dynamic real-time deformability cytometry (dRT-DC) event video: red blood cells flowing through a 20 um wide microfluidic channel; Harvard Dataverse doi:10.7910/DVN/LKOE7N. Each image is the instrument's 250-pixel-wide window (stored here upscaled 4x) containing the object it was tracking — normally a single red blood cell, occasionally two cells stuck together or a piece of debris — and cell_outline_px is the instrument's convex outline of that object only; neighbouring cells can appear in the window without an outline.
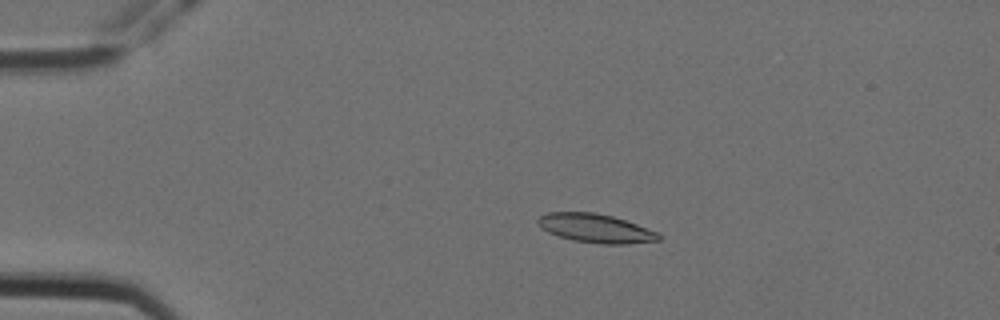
{"species": "Egyptian fruit bat (a non-hibernating species)", "species_latin": "Rousettus aegyptiacus", "temperature_condition": "cold", "stored_images_in_passage": 8, "camera_frame_rate_fps": 3000, "um_per_image_px": 0.085, "animal": {"sex": "female"}, "frame": {"image": 1, "passage_image": 3, "time_ms": 0.667, "image_size_px": [1000, 320], "cell_outline_px": [[660, 240], [628, 244], [604, 244], [572, 240], [548, 232], [540, 228], [536, 220], [540, 216], [548, 212], [592, 212], [612, 216], [660, 232]], "centroid_in_image_um": [50.63, 19.4], "position_along_channel_um": 34.4, "area_um2": 20.23}}
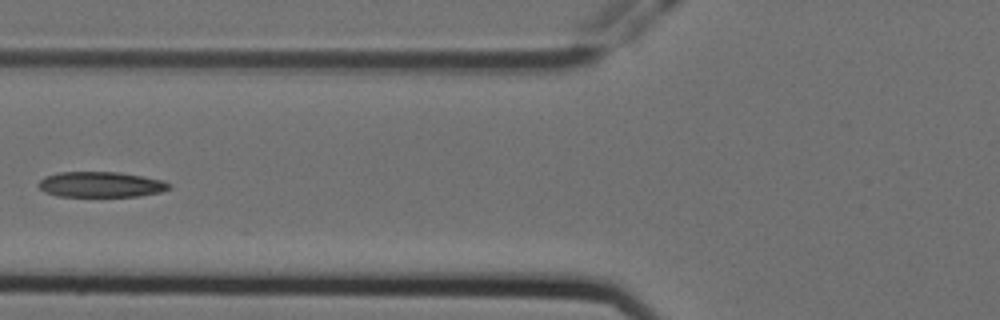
{"frame": {"image": 2, "passage_image": 6, "time_ms": 1.667, "image_size_px": [1000, 320], "cell_outline_px": [[172, 188], [160, 192], [140, 196], [56, 196], [44, 192], [36, 184], [44, 176], [60, 172], [116, 172], [164, 180], [172, 184]], "centroid_in_image_um": [8.57, 15.68], "position_along_channel_um": 117.2, "area_um2": 19.48}}
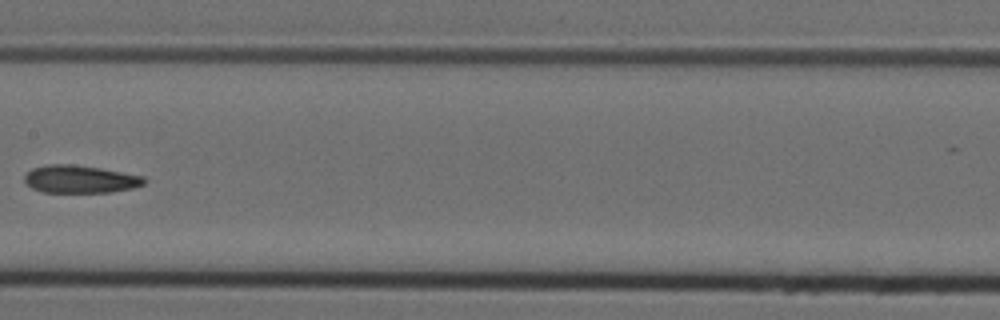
{"frame": {"image": 3, "passage_image": 8, "time_ms": 2.333, "image_size_px": [1000, 320], "cell_outline_px": [[148, 180], [144, 184], [132, 188], [112, 192], [44, 192], [32, 188], [24, 180], [24, 176], [32, 168], [48, 164], [72, 164], [100, 168], [144, 176]], "centroid_in_image_um": [6.83, 15.22], "position_along_channel_um": 200.6, "area_um2": 19.31}}